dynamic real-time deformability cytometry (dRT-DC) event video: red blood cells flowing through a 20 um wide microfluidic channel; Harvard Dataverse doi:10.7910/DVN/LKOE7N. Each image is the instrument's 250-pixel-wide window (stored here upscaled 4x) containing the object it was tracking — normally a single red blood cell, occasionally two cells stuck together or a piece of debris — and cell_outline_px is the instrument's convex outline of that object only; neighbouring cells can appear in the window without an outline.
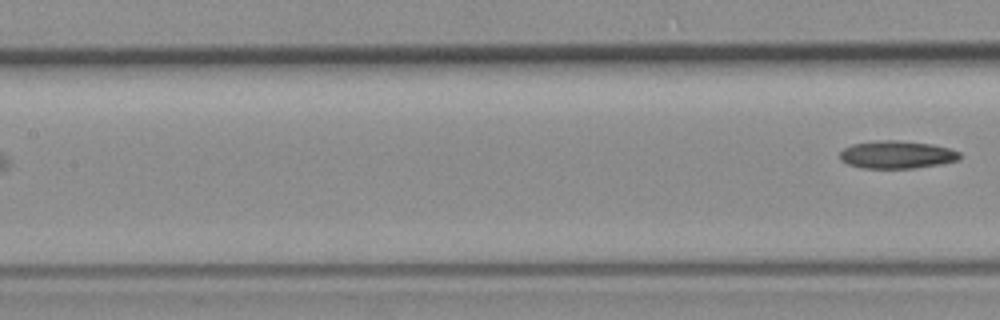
{"species": "common noctule bat (a hibernating species)", "species_latin": "Nyctalus noctula", "temperature_condition": "room temperature", "stored_images_in_passage": 4, "camera_frame_rate_fps": 3000, "um_per_image_px": 0.085, "animal": {"sex": "female", "body_mass_g": 19.3, "forearm_length_mm": 54.1}, "frame": {"image": 1, "passage_image": 4, "time_ms": 4.667, "image_size_px": [1000, 320], "cell_outline_px": [[960, 160], [940, 164], [916, 168], [864, 168], [848, 164], [840, 160], [840, 152], [844, 148], [852, 144], [884, 140], [896, 140], [932, 144], [948, 148], [960, 152]], "centroid_in_image_um": [76.24, 13.15], "position_along_channel_um": 131.2, "area_um2": 19.31}}